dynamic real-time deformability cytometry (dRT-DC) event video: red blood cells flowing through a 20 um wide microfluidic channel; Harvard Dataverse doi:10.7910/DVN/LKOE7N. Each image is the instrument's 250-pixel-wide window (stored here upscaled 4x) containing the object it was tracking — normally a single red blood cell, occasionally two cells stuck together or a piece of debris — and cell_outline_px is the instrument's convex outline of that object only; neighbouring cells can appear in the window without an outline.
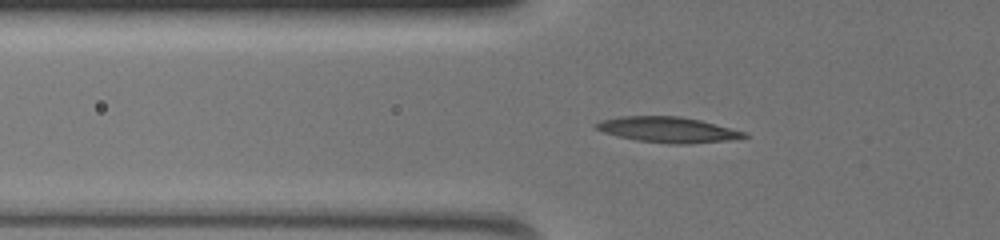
{"species": "common noctule bat (a hibernating species)", "species_latin": "Nyctalus noctula", "temperature_condition": "warm", "stored_images_in_passage": 24, "camera_frame_rate_fps": 3000, "um_per_image_px": 0.085, "animal": {"sex": "female", "body_mass_g": 19.5, "forearm_length_mm": 54.1}, "frame": {"image": 1, "passage_image": 24, "time_ms": 7.667, "image_size_px": [1000, 240], "cell_outline_px": [[748, 136], [728, 140], [688, 144], [668, 144], [636, 140], [616, 136], [604, 132], [596, 128], [592, 124], [600, 120], [620, 116], [680, 116], [700, 120], [748, 132]], "centroid_in_image_um": [56.74, 11.02], "position_along_channel_um": 69.1, "area_um2": 22.2}}